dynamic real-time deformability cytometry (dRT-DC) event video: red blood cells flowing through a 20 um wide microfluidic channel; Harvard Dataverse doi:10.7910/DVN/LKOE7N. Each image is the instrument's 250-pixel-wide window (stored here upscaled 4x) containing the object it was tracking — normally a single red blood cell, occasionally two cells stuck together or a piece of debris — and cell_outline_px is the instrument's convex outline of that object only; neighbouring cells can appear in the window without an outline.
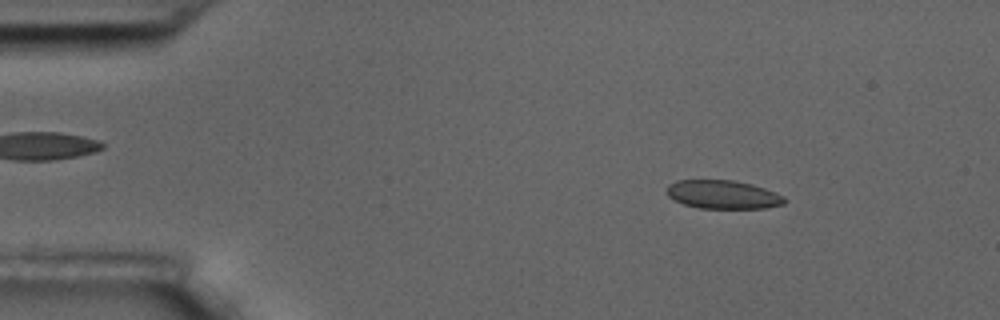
{"species": "common noctule bat (a hibernating species)", "species_latin": "Nyctalus noctula", "temperature_condition": "room temperature", "stored_images_in_passage": 7, "camera_frame_rate_fps": 3000, "um_per_image_px": 0.085, "animal": {"sex": "male", "body_mass_g": 17.5, "forearm_length_mm": 52.3}, "frame": {"image": 1, "passage_image": 2, "time_ms": 0.333, "image_size_px": [1000, 320], "cell_outline_px": [[788, 200], [784, 204], [764, 208], [700, 208], [684, 204], [668, 196], [664, 192], [668, 184], [676, 180], [736, 180], [752, 184], [764, 188], [784, 196]], "centroid_in_image_um": [61.44, 16.53], "position_along_channel_um": 23.6, "area_um2": 19.71}}
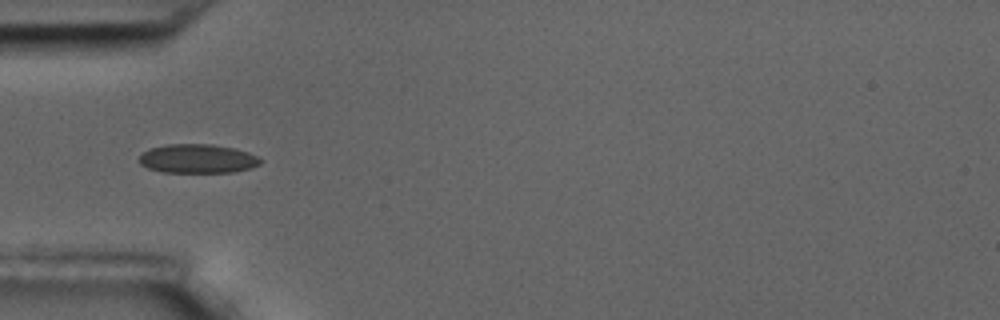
{"frame": {"image": 2, "passage_image": 5, "time_ms": 1.333, "image_size_px": [1000, 320], "cell_outline_px": [[264, 160], [260, 164], [252, 168], [232, 172], [160, 172], [148, 168], [140, 164], [140, 156], [148, 148], [168, 144], [212, 144], [232, 148], [248, 152]], "centroid_in_image_um": [16.8, 13.49], "position_along_channel_um": 68.2, "area_um2": 20.52}}
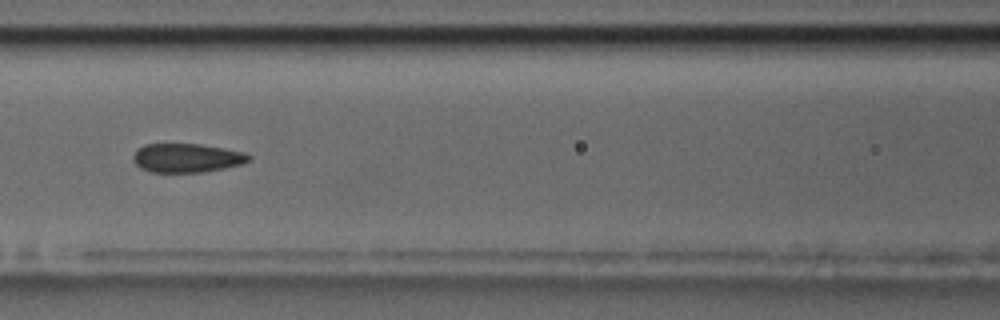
{"frame": {"image": 3, "passage_image": 7, "time_ms": 2.0, "image_size_px": [1000, 320], "cell_outline_px": [[252, 160], [240, 164], [224, 168], [200, 172], [152, 172], [140, 168], [132, 160], [132, 156], [144, 144], [200, 144], [224, 148], [244, 152], [252, 156]], "centroid_in_image_um": [15.89, 13.42], "position_along_channel_um": 150.7, "area_um2": 19.42}}